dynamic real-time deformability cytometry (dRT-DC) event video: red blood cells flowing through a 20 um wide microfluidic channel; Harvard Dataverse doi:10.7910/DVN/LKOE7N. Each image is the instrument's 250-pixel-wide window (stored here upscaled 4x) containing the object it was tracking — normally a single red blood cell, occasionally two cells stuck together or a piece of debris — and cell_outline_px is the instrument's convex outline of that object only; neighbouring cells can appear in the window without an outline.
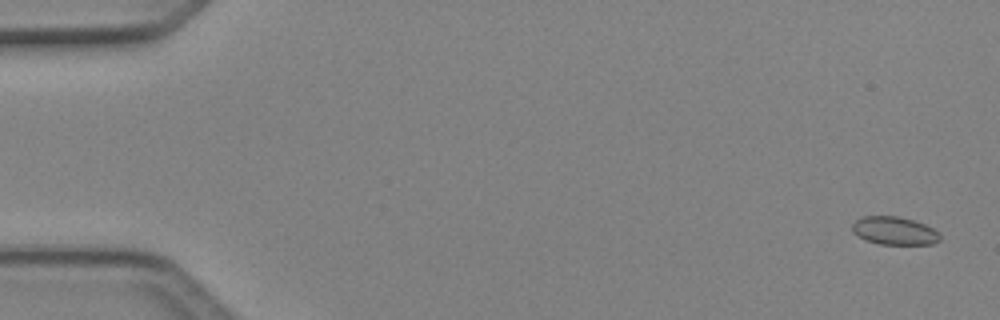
{"species": "Egyptian fruit bat (a non-hibernating species)", "species_latin": "Rousettus aegyptiacus", "temperature_condition": "cold", "stored_images_in_passage": 4, "camera_frame_rate_fps": 3000, "um_per_image_px": 0.085, "animal": {"sex": "female"}, "frame": {"image": 1, "passage_image": 1, "time_ms": 0.0, "image_size_px": [1000, 320], "cell_outline_px": [[940, 240], [932, 244], [880, 244], [864, 240], [852, 232], [852, 224], [856, 220], [864, 216], [896, 216], [912, 220], [924, 224], [940, 232]], "centroid_in_image_um": [76.01, 19.62], "position_along_channel_um": 9.0, "area_um2": 14.33}}
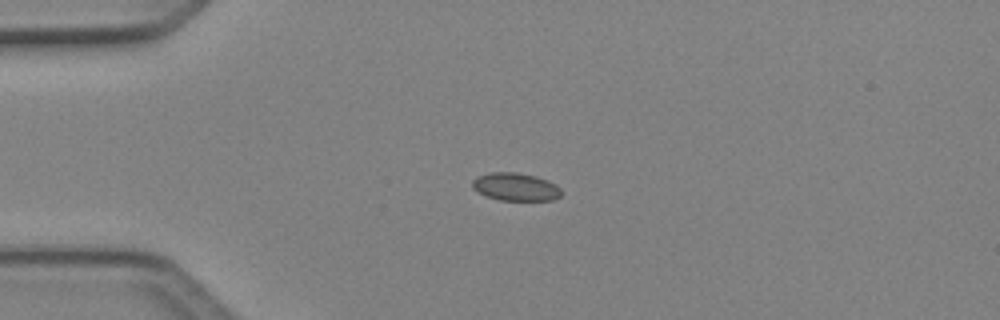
{"frame": {"image": 2, "passage_image": 4, "time_ms": 1.0, "image_size_px": [1000, 320], "cell_outline_px": [[560, 196], [552, 200], [500, 200], [488, 196], [472, 188], [472, 180], [476, 176], [492, 172], [516, 172], [536, 176], [548, 180], [556, 184], [560, 188]], "centroid_in_image_um": [43.82, 15.87], "position_along_channel_um": 41.2, "area_um2": 14.39}}